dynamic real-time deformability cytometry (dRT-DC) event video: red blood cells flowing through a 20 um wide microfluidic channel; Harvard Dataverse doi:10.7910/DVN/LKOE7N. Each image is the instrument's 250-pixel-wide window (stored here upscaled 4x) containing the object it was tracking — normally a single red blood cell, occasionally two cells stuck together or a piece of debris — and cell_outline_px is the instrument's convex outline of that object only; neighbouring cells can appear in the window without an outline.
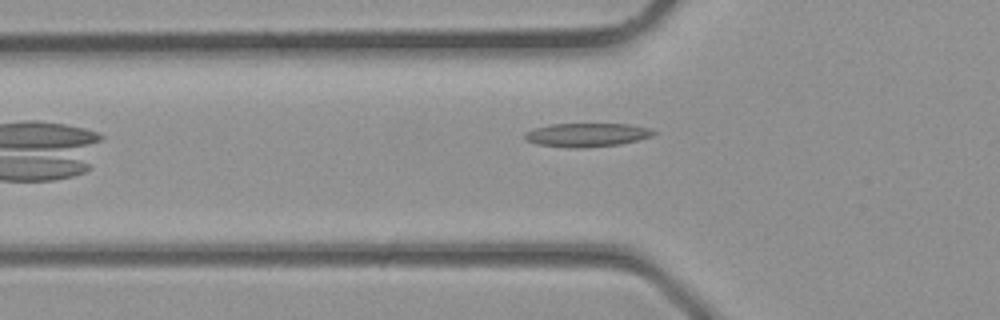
{"species": "common noctule bat (a hibernating species)", "species_latin": "Nyctalus noctula", "temperature_condition": "room temperature", "stored_images_in_passage": 4, "camera_frame_rate_fps": 3000, "um_per_image_px": 0.085, "animal": {"sex": "male", "body_mass_g": 23.1, "forearm_length_mm": 52.7}, "frame": {"image": 1, "passage_image": 4, "time_ms": 1.0, "image_size_px": [1000, 320], "cell_outline_px": [[656, 132], [652, 136], [620, 144], [584, 148], [568, 148], [536, 144], [524, 140], [524, 132], [532, 128], [552, 124], [628, 124], [648, 128]], "centroid_in_image_um": [49.8, 11.47], "position_along_channel_um": 76.0, "area_um2": 17.86}}